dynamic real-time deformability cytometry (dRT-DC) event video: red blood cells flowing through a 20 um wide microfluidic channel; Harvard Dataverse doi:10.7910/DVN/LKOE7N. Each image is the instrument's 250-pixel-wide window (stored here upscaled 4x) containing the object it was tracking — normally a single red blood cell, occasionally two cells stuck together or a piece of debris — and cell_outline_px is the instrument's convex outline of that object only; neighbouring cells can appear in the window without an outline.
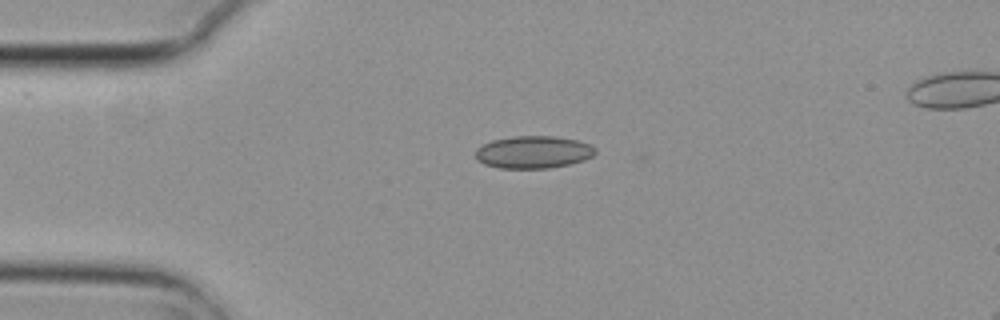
{"species": "common noctule bat (a hibernating species)", "species_latin": "Nyctalus noctula", "temperature_condition": "cold", "stored_images_in_passage": 2, "camera_frame_rate_fps": 3000, "um_per_image_px": 0.085, "animal": {"sex": "female", "body_mass_g": 29.2, "forearm_length_mm": 56.3}, "frame": {"image": 1, "passage_image": 1, "time_ms": 0.0, "image_size_px": [1000, 320], "cell_outline_px": [[596, 152], [592, 156], [584, 160], [568, 164], [548, 168], [500, 168], [484, 164], [476, 160], [476, 148], [492, 140], [516, 136], [556, 136], [576, 140], [588, 144], [596, 148]], "centroid_in_image_um": [45.32, 12.93], "position_along_channel_um": 39.7, "area_um2": 22.54}}